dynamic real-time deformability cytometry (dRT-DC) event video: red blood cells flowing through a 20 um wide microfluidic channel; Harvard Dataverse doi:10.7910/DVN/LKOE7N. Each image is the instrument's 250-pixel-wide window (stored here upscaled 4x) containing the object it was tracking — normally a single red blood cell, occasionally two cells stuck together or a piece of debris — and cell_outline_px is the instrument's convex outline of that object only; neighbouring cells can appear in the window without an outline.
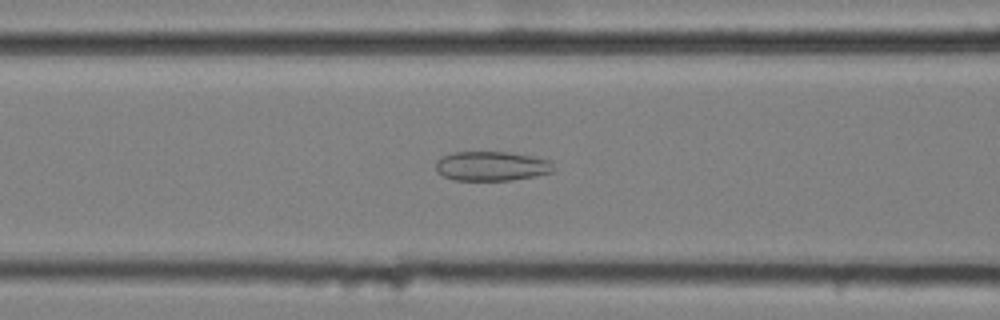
{"species": "common noctule bat (a hibernating species)", "species_latin": "Nyctalus noctula", "temperature_condition": "cold", "stored_images_in_passage": 58, "camera_frame_rate_fps": 3000, "um_per_image_px": 0.085, "animal": {"sex": "female", "body_mass_g": 25.1}, "frame": {"image": 1, "passage_image": 24, "time_ms": 7.667, "image_size_px": [1000, 320], "cell_outline_px": [[552, 172], [536, 176], [512, 180], [456, 180], [444, 176], [436, 168], [436, 160], [440, 156], [452, 152], [508, 152], [532, 156], [548, 160], [552, 164]], "centroid_in_image_um": [41.76, 14.11], "position_along_channel_um": 124.8, "area_um2": 20.11}}
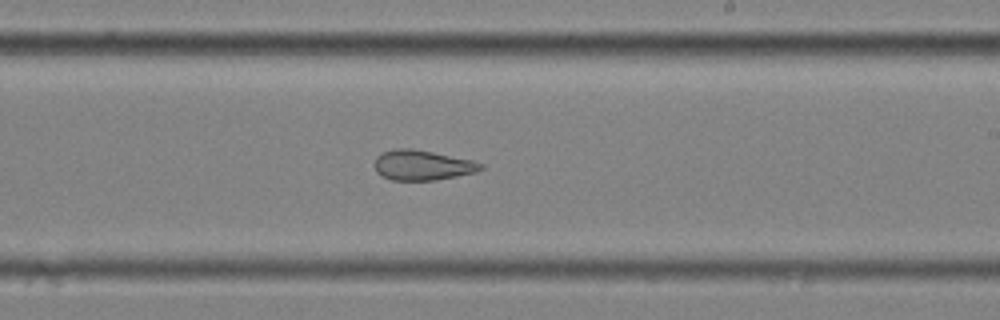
{"frame": {"image": 2, "passage_image": 35, "time_ms": 11.333, "image_size_px": [1000, 320], "cell_outline_px": [[484, 168], [476, 172], [436, 180], [392, 180], [376, 172], [376, 156], [380, 152], [396, 148], [412, 148], [472, 160], [484, 164]], "centroid_in_image_um": [35.91, 14.03], "position_along_channel_um": 253.1, "area_um2": 18.55}}
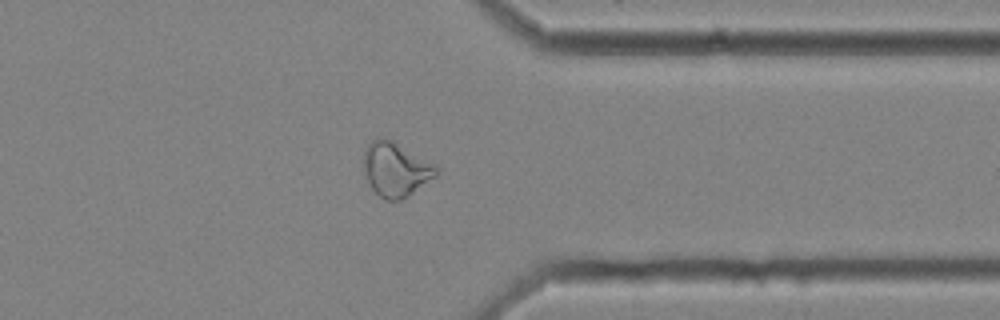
{"frame": {"image": 3, "passage_image": 46, "time_ms": 15.0, "image_size_px": [1000, 320], "cell_outline_px": [[440, 172], [436, 176], [408, 196], [400, 200], [384, 200], [372, 188], [368, 180], [364, 164], [364, 152], [368, 144], [376, 136], [388, 140], [436, 164], [440, 168]], "centroid_in_image_um": [33.67, 14.41], "position_along_channel_um": 377.7, "area_um2": 22.48}, "authors_computed_cell_mechanics": {"area_um2": 24.5361, "velocity_mm_per_s": 3.5017, "shape_relaxation_time_tau1_ms": null, "shape_relaxation_time_tau2_ms": 3.1821, "deformation_change_tau1": null, "deformation_change_tau2": 0.1119}}